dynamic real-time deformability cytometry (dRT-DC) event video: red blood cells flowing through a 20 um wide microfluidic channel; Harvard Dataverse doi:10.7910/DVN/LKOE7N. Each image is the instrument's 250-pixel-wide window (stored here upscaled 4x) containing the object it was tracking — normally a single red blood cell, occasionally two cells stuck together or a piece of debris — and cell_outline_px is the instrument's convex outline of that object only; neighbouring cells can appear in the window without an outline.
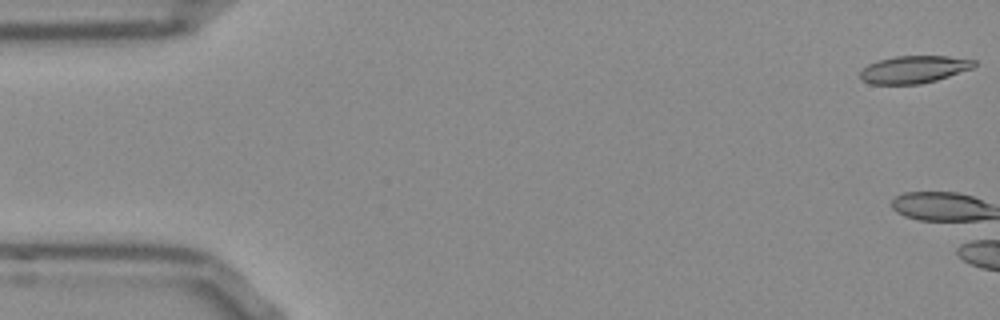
{"species": "Egyptian fruit bat (a non-hibernating species)", "species_latin": "Rousettus aegyptiacus", "temperature_condition": "room temperature", "stored_images_in_passage": 5, "camera_frame_rate_fps": 3000, "um_per_image_px": 0.085, "frame": {"image": 1, "passage_image": 1, "time_ms": 0.0, "image_size_px": [1000, 320], "cell_outline_px": [[976, 64], [972, 68], [936, 80], [920, 84], [872, 84], [860, 80], [860, 72], [868, 64], [880, 60], [896, 56], [948, 56], [976, 60]], "centroid_in_image_um": [77.67, 5.9], "position_along_channel_um": 7.3, "area_um2": 18.09}}